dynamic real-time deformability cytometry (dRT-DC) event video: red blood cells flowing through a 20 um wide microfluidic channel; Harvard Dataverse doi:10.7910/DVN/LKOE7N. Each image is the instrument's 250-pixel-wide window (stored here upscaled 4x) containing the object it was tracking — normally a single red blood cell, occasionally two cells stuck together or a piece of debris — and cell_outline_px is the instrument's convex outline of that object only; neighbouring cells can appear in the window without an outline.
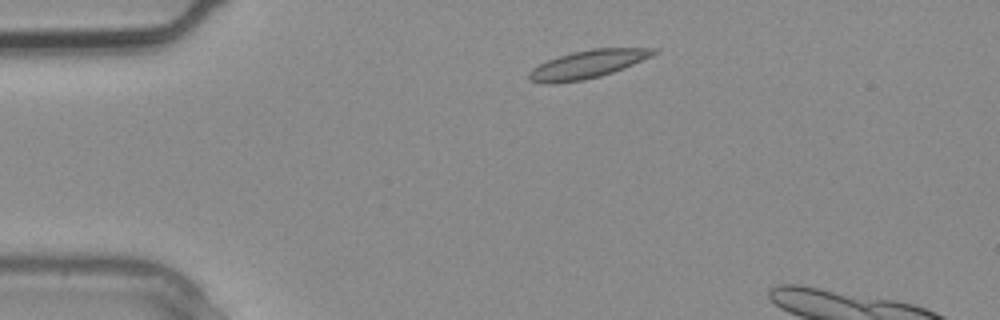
{"species": "common noctule bat (a hibernating species)", "species_latin": "Nyctalus noctula", "temperature_condition": "warm", "stored_images_in_passage": 2, "camera_frame_rate_fps": 3000, "um_per_image_px": 0.085, "animal": {"sex": "male", "body_mass_g": 20.4}, "frame": {"image": 1, "passage_image": 1, "time_ms": 0.0, "image_size_px": [1000, 320], "cell_outline_px": [[656, 52], [652, 56], [624, 68], [600, 76], [584, 80], [556, 84], [544, 84], [528, 80], [528, 72], [532, 68], [556, 56], [572, 52], [592, 48], [656, 48]], "centroid_in_image_um": [49.89, 5.47], "position_along_channel_um": 35.1, "area_um2": 20.52}}